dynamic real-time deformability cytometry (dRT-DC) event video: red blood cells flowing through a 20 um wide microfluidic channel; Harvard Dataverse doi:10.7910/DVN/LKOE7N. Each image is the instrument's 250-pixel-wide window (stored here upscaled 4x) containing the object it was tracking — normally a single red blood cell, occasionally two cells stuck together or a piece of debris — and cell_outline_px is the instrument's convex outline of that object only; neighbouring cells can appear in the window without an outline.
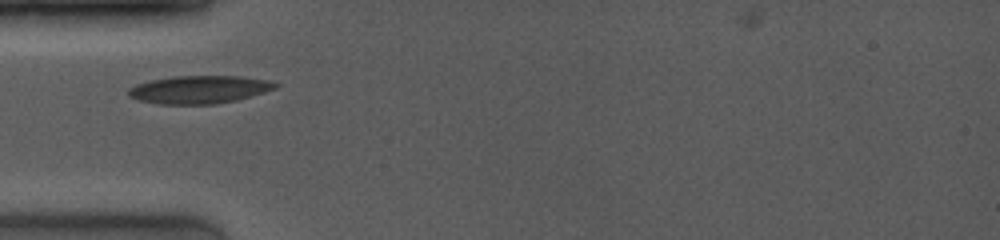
{"species": "common noctule bat (a hibernating species)", "species_latin": "Nyctalus noctula", "temperature_condition": "room temperature", "stored_images_in_passage": 23, "camera_frame_rate_fps": 4000, "um_per_image_px": 0.085, "animal": {"sex": "female", "body_mass_g": 19.0, "forearm_length_mm": 53.3}, "frame": {"image": 1, "passage_image": 1, "time_ms": 0.0, "image_size_px": [1000, 240], "cell_outline_px": [[280, 84], [276, 88], [264, 92], [236, 100], [216, 104], [160, 104], [140, 100], [128, 96], [128, 88], [136, 84], [152, 80], [172, 76], [240, 76], [268, 80]], "centroid_in_image_um": [16.94, 7.61], "position_along_channel_um": 68.1, "area_um2": 23.81}}
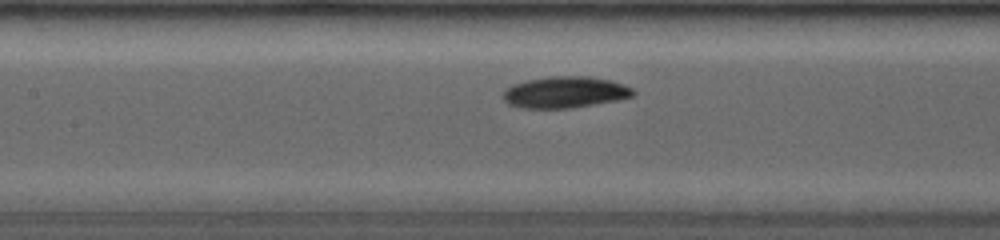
{"frame": {"image": 2, "passage_image": 16, "time_ms": 2.25, "image_size_px": [1000, 240], "cell_outline_px": [[636, 92], [632, 96], [616, 100], [572, 108], [524, 108], [508, 104], [504, 100], [504, 92], [512, 84], [528, 80], [548, 76], [588, 76], [612, 80], [624, 84], [632, 88]], "centroid_in_image_um": [48.05, 7.83], "position_along_channel_um": 159.4, "area_um2": 23.76}}
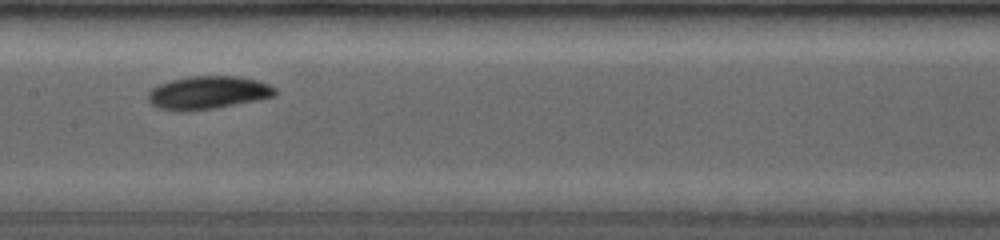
{"frame": {"image": 3, "passage_image": 22, "time_ms": 3.0, "image_size_px": [1000, 240], "cell_outline_px": [[276, 96], [256, 100], [212, 108], [160, 108], [152, 104], [148, 100], [148, 92], [152, 88], [160, 84], [172, 80], [192, 76], [240, 76], [256, 80], [268, 84], [276, 88]], "centroid_in_image_um": [17.74, 7.82], "position_along_channel_um": 189.7, "area_um2": 23.47}}